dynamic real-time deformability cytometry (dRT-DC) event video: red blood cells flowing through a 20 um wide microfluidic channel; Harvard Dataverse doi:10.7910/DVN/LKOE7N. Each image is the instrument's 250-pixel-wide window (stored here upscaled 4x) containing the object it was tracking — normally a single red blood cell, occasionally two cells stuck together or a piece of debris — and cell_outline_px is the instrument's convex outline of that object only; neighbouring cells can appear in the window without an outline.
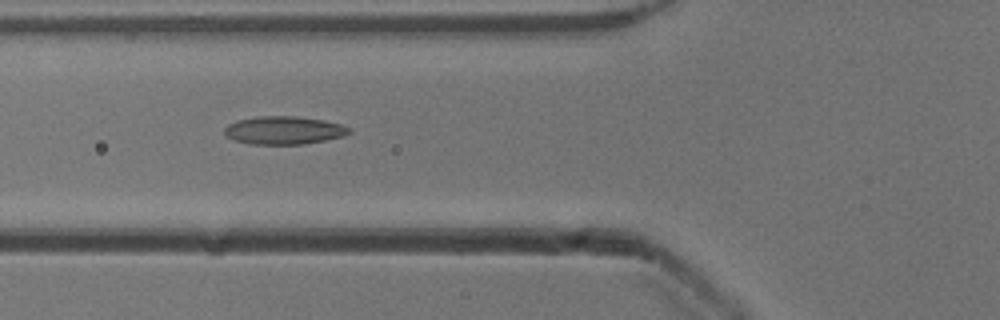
{"species": "common noctule bat (a hibernating species)", "species_latin": "Nyctalus noctula", "temperature_condition": "cold", "stored_images_in_passage": 6, "camera_frame_rate_fps": 3000, "um_per_image_px": 0.085, "animal": {"sex": "male", "body_mass_g": 13.3}, "frame": {"image": 1, "passage_image": 3, "time_ms": 0.667, "image_size_px": [1000, 320], "cell_outline_px": [[352, 132], [344, 136], [304, 144], [252, 144], [236, 140], [228, 136], [224, 132], [224, 128], [228, 124], [236, 120], [260, 116], [296, 116], [324, 120], [340, 124], [352, 128]], "centroid_in_image_um": [24.16, 11.07], "position_along_channel_um": 101.6, "area_um2": 20.35}}
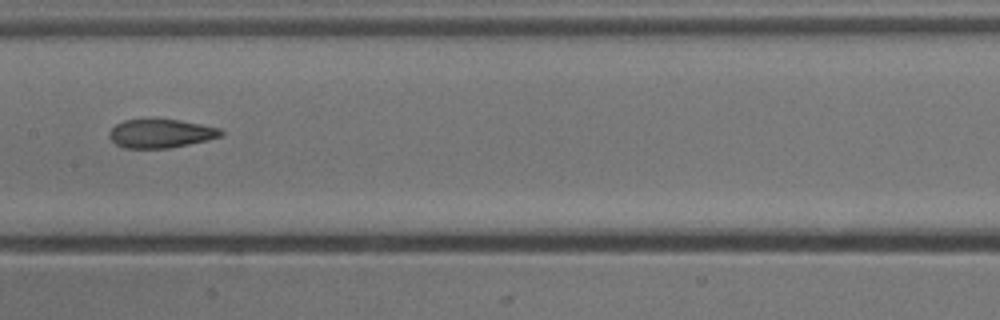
{"frame": {"image": 2, "passage_image": 5, "time_ms": 1.333, "image_size_px": [1000, 320], "cell_outline_px": [[224, 136], [208, 140], [168, 148], [124, 148], [116, 144], [108, 136], [108, 132], [116, 124], [124, 120], [180, 120], [220, 128], [224, 132]], "centroid_in_image_um": [13.68, 11.35], "position_along_channel_um": 193.7, "area_um2": 18.55}}
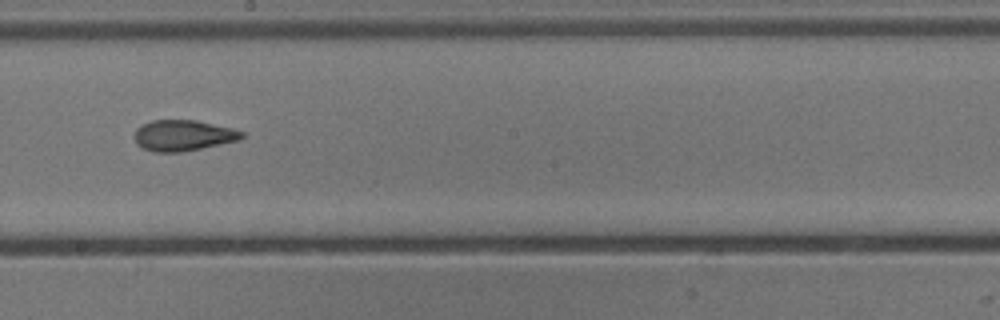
{"frame": {"image": 3, "passage_image": 6, "time_ms": 1.667, "image_size_px": [1000, 320], "cell_outline_px": [[244, 136], [240, 140], [180, 152], [152, 152], [136, 144], [132, 136], [136, 128], [140, 124], [152, 120], [196, 120], [232, 128], [244, 132]], "centroid_in_image_um": [15.51, 11.5], "position_along_channel_um": 232.7, "area_um2": 19.48}}